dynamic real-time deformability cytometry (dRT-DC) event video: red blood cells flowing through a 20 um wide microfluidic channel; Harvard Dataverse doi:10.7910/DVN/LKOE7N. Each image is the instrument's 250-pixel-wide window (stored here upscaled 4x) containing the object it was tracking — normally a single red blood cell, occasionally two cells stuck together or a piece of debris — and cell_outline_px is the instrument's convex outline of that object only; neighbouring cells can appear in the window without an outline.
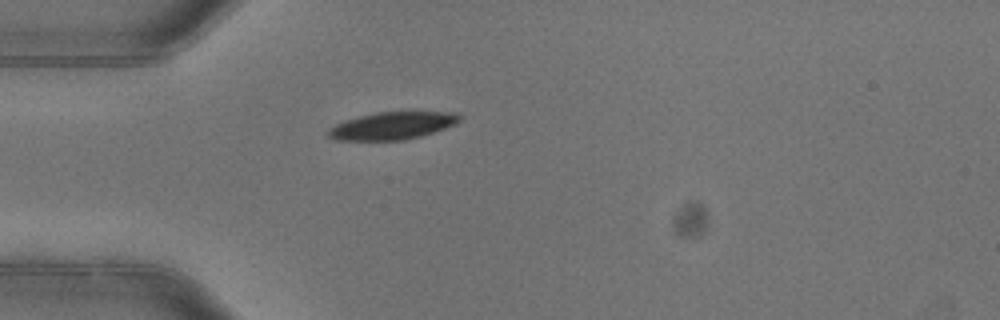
{"species": "common noctule bat (a hibernating species)", "species_latin": "Nyctalus noctula", "temperature_condition": "warm", "stored_images_in_passage": 4, "camera_frame_rate_fps": 3000, "um_per_image_px": 0.085, "animal": {"sex": "female"}, "frame": {"image": 1, "passage_image": 4, "time_ms": 1.0, "image_size_px": [1000, 320], "cell_outline_px": [[460, 120], [456, 124], [420, 136], [404, 140], [336, 140], [328, 136], [328, 128], [344, 120], [376, 112], [456, 112], [460, 116]], "centroid_in_image_um": [33.33, 10.68], "position_along_channel_um": 51.7, "area_um2": 20.87}}